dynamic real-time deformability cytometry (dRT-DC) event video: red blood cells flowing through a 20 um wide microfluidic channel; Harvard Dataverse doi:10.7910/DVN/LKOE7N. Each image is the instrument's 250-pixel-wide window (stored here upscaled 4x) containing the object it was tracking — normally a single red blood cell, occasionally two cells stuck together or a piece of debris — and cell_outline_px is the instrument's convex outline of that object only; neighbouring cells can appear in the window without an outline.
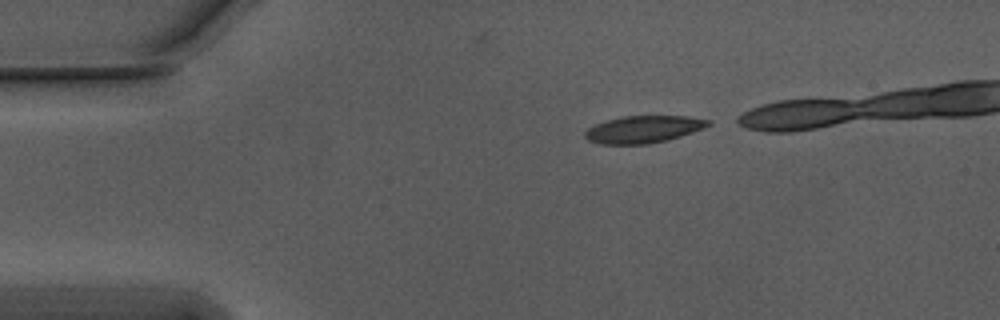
{"species": "Egyptian fruit bat (a non-hibernating species)", "species_latin": "Rousettus aegyptiacus", "temperature_condition": "warm", "stored_images_in_passage": 35, "camera_frame_rate_fps": 3000, "um_per_image_px": 0.085, "animal": {"sex": "male"}, "frame": {"image": 1, "passage_image": 1, "time_ms": 0.0, "image_size_px": [1000, 320], "cell_outline_px": [[712, 124], [704, 128], [668, 140], [648, 144], [600, 144], [588, 140], [584, 136], [584, 132], [588, 128], [596, 124], [608, 120], [624, 116], [688, 116], [712, 120]], "centroid_in_image_um": [54.72, 10.99], "position_along_channel_um": 30.3, "area_um2": 19.54}}
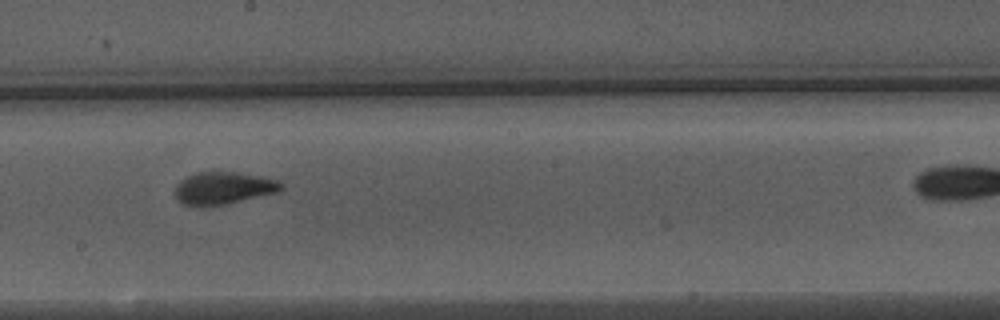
{"frame": {"image": 2, "passage_image": 21, "time_ms": 6.667, "image_size_px": [1000, 320], "cell_outline_px": [[284, 188], [276, 192], [224, 204], [204, 208], [184, 204], [176, 196], [176, 184], [180, 180], [196, 172], [236, 172], [260, 176], [276, 180], [284, 184]], "centroid_in_image_um": [18.97, 15.99], "position_along_channel_um": 229.2, "area_um2": 19.88}}
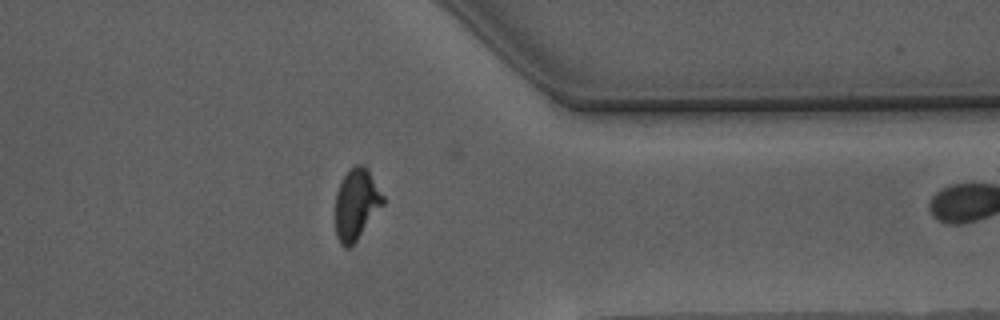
{"frame": {"image": 3, "passage_image": 34, "time_ms": 11.0, "image_size_px": [1000, 320], "cell_outline_px": [[384, 204], [356, 240], [348, 248], [344, 248], [340, 244], [336, 236], [336, 192], [340, 180], [348, 168], [356, 164], [364, 164], [368, 168], [384, 196]], "centroid_in_image_um": [30.28, 17.3], "position_along_channel_um": 381.1, "area_um2": 19.88}}